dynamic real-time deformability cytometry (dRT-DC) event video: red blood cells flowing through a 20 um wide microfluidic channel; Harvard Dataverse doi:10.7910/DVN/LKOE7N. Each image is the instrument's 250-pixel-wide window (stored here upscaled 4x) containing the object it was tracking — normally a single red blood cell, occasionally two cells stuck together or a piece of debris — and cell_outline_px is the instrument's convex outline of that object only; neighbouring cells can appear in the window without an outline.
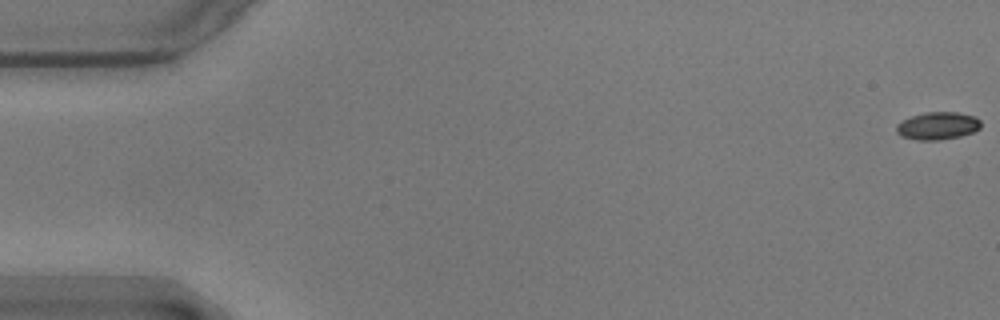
{"species": "common noctule bat (a hibernating species)", "species_latin": "Nyctalus noctula", "temperature_condition": "warm", "stored_images_in_passage": 10, "camera_frame_rate_fps": 3000, "um_per_image_px": 0.085, "animal": {"sex": "male", "body_mass_g": 17.9}, "frame": {"image": 1, "passage_image": 1, "time_ms": 0.0, "image_size_px": [1000, 320], "cell_outline_px": [[980, 128], [972, 132], [960, 136], [936, 140], [916, 140], [900, 136], [896, 132], [896, 124], [900, 120], [924, 112], [956, 112], [976, 116], [980, 120]], "centroid_in_image_um": [79.66, 10.68], "position_along_channel_um": 5.3, "area_um2": 13.7}}